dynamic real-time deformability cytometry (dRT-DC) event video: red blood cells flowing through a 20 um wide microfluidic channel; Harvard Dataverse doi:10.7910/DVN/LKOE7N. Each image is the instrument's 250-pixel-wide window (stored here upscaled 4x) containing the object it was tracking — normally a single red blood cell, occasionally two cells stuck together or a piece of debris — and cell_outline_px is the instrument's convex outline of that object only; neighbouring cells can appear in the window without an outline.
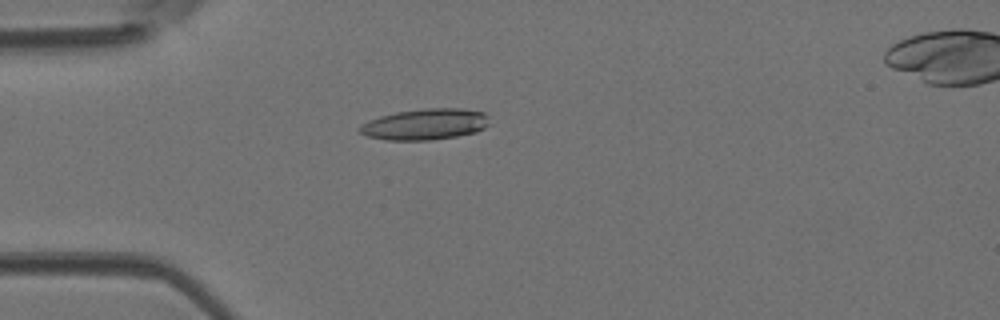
{"species": "Egyptian fruit bat (a non-hibernating species)", "species_latin": "Rousettus aegyptiacus", "temperature_condition": "room temperature", "stored_images_in_passage": 35, "camera_frame_rate_fps": 3000, "um_per_image_px": 0.085, "animal": {"sex": "female"}, "frame": {"image": 1, "passage_image": 2, "time_ms": 0.333, "image_size_px": [1000, 320], "cell_outline_px": [[488, 124], [484, 128], [476, 132], [456, 136], [432, 140], [384, 140], [368, 136], [360, 132], [356, 128], [360, 124], [368, 120], [380, 116], [396, 112], [424, 108], [460, 108], [484, 112], [488, 116]], "centroid_in_image_um": [36.11, 10.56], "position_along_channel_um": 48.9, "area_um2": 23.64}}
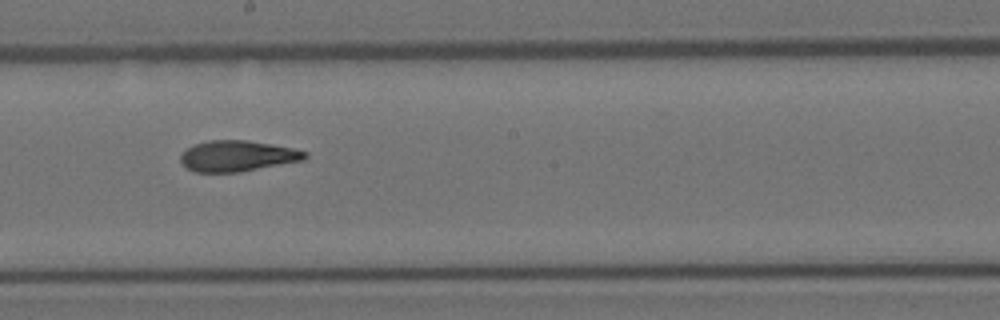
{"frame": {"image": 2, "passage_image": 15, "time_ms": 4.667, "image_size_px": [1000, 320], "cell_outline_px": [[308, 156], [304, 160], [240, 172], [196, 172], [188, 168], [180, 160], [180, 156], [188, 148], [196, 144], [208, 140], [248, 140], [272, 144], [292, 148], [308, 152]], "centroid_in_image_um": [20.22, 13.25], "position_along_channel_um": 228.0, "area_um2": 22.25}}
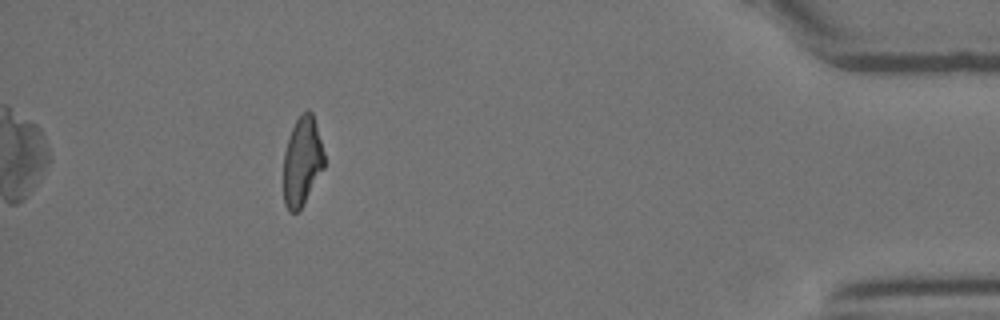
{"frame": {"image": 3, "passage_image": 31, "time_ms": 10.0, "image_size_px": [1000, 320], "cell_outline_px": [[324, 168], [300, 208], [296, 212], [288, 212], [284, 204], [284, 152], [288, 136], [296, 120], [308, 108], [312, 112], [316, 124], [324, 152]], "centroid_in_image_um": [25.67, 13.69], "position_along_channel_um": 409.5, "area_um2": 20.92}}